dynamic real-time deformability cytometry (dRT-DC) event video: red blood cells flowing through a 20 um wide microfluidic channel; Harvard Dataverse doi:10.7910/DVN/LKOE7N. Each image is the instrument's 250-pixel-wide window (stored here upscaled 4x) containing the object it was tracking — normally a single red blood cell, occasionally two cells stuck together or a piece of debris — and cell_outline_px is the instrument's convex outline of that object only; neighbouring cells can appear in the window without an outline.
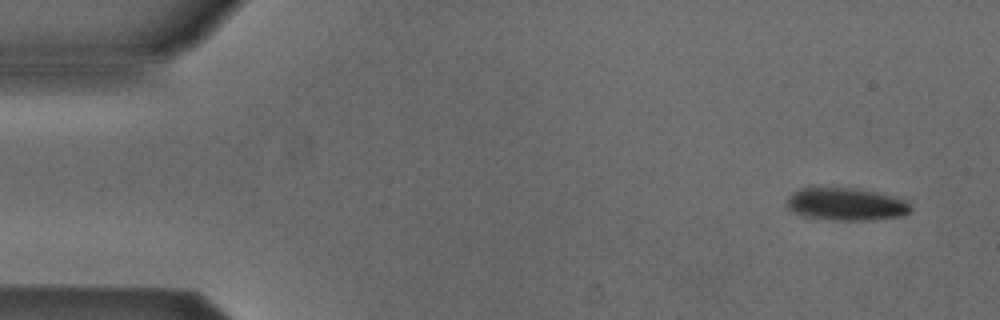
{"species": "Egyptian fruit bat (a non-hibernating species)", "species_latin": "Rousettus aegyptiacus", "temperature_condition": "cold", "stored_images_in_passage": 5, "camera_frame_rate_fps": 3000, "um_per_image_px": 0.085, "animal": {"sex": "male"}, "frame": {"image": 1, "passage_image": 1, "time_ms": 0.0, "image_size_px": [1000, 320], "cell_outline_px": [[912, 212], [904, 216], [868, 220], [836, 220], [804, 216], [792, 212], [788, 208], [788, 196], [792, 192], [800, 188], [848, 188], [876, 192], [904, 200], [912, 208]], "centroid_in_image_um": [71.91, 17.37], "position_along_channel_um": 13.1, "area_um2": 23.29}}